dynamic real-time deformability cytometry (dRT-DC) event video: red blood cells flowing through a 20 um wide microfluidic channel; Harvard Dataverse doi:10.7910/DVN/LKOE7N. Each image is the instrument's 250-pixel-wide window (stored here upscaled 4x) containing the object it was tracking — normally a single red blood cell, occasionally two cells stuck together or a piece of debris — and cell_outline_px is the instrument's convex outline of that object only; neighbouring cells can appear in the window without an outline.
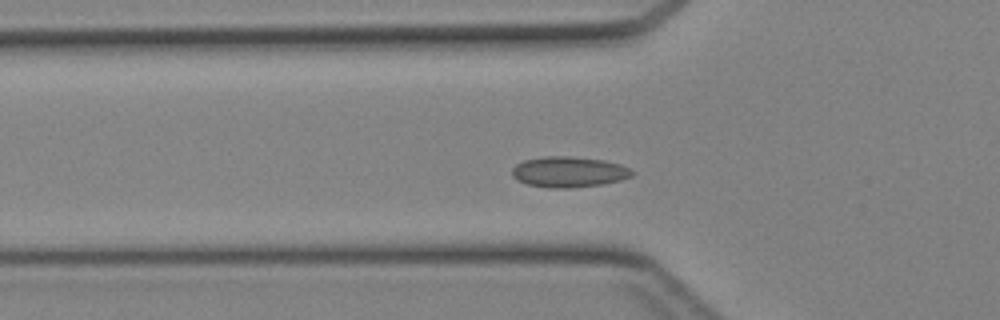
{"species": "Egyptian fruit bat (a non-hibernating species)", "species_latin": "Rousettus aegyptiacus", "temperature_condition": "cold", "stored_images_in_passage": 32, "camera_frame_rate_fps": 3000, "um_per_image_px": 0.085, "animal": {"sex": "female"}, "frame": {"image": 1, "passage_image": 11, "time_ms": 3.333, "image_size_px": [1000, 320], "cell_outline_px": [[636, 172], [632, 176], [620, 180], [600, 184], [568, 188], [548, 188], [528, 184], [516, 180], [512, 176], [512, 168], [516, 164], [524, 160], [544, 156], [572, 156], [604, 160], [620, 164]], "centroid_in_image_um": [48.33, 14.6], "position_along_channel_um": 77.5, "area_um2": 21.5}}
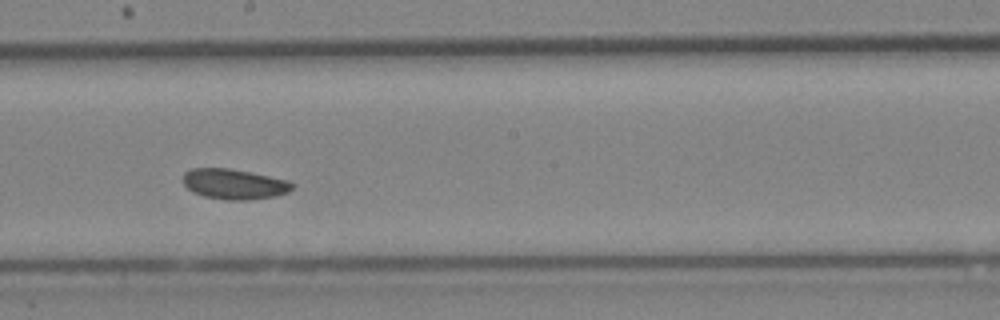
{"frame": {"image": 2, "passage_image": 21, "time_ms": 6.667, "image_size_px": [1000, 320], "cell_outline_px": [[292, 188], [288, 192], [276, 196], [248, 200], [228, 200], [204, 196], [192, 192], [184, 184], [184, 172], [192, 168], [228, 168], [288, 180], [292, 184]], "centroid_in_image_um": [19.88, 15.65], "position_along_channel_um": 228.3, "area_um2": 19.07}}
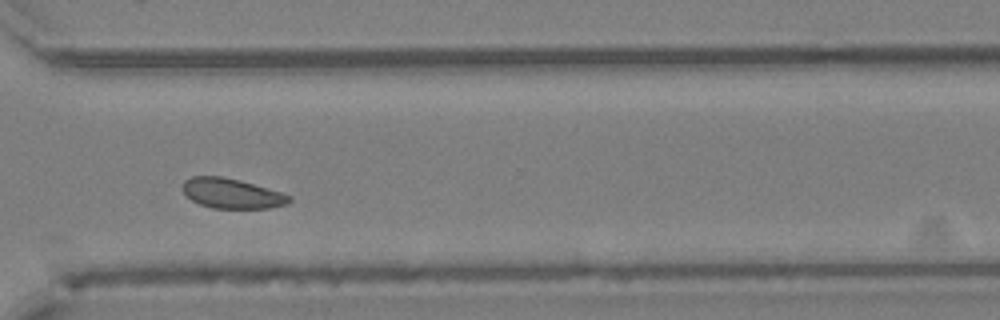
{"frame": {"image": 3, "passage_image": 29, "time_ms": 9.333, "image_size_px": [1000, 320], "cell_outline_px": [[292, 200], [288, 204], [268, 208], [212, 208], [200, 204], [192, 200], [180, 188], [184, 180], [192, 176], [220, 176], [240, 180], [280, 192], [292, 196]], "centroid_in_image_um": [19.69, 16.44], "position_along_channel_um": 350.9, "area_um2": 18.61}}